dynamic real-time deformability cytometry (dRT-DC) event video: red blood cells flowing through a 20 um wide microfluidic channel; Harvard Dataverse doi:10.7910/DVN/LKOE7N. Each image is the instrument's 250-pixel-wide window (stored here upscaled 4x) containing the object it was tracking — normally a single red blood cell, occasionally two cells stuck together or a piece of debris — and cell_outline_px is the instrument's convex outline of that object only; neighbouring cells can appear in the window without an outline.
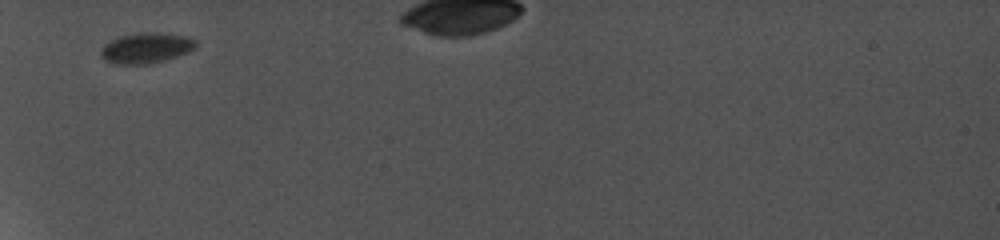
{"species": "common noctule bat (a hibernating species)", "species_latin": "Nyctalus noctula", "temperature_condition": "cold", "stored_images_in_passage": 3, "segment_of_instrument_passage": [1, 2], "camera_frame_rate_fps": 5000, "um_per_image_px": 0.085, "animal": {"sex": "female", "body_mass_g": 19.0, "forearm_length_mm": 56.7}, "frame": {"image": 1, "passage_image": 1, "time_ms": 0.0, "image_size_px": [1000, 240], "cell_outline_px": [[196, 48], [188, 52], [164, 60], [148, 64], [116, 64], [104, 60], [100, 56], [100, 48], [104, 44], [120, 36], [140, 32], [156, 32], [184, 36], [196, 40]], "centroid_in_image_um": [12.39, 4.08], "position_along_channel_um": 72.6, "area_um2": 16.88}}